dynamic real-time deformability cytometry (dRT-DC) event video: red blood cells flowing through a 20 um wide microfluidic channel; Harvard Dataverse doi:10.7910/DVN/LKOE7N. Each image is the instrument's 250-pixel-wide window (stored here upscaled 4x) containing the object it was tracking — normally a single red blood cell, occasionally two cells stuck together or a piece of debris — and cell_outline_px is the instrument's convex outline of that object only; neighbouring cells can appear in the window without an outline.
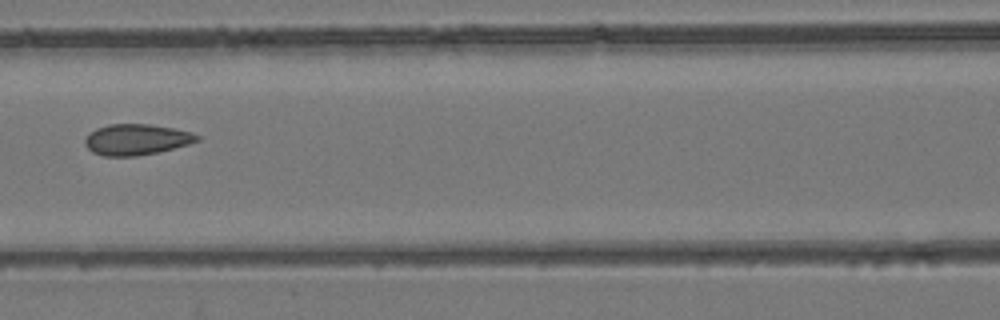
{"species": "common noctule bat (a hibernating species)", "species_latin": "Nyctalus noctula", "temperature_condition": "room temperature", "stored_images_in_passage": 4, "camera_frame_rate_fps": 3000, "um_per_image_px": 0.085, "animal": {"sex": "female", "body_mass_g": 24.6, "forearm_length_mm": 56.2}, "frame": {"image": 1, "passage_image": 3, "time_ms": 2.333, "image_size_px": [1000, 320], "cell_outline_px": [[200, 140], [188, 144], [160, 152], [136, 156], [104, 156], [92, 152], [84, 144], [84, 140], [88, 132], [96, 128], [108, 124], [148, 124], [172, 128], [192, 132], [200, 136]], "centroid_in_image_um": [11.57, 11.86], "position_along_channel_um": 155.0, "area_um2": 20.35}}
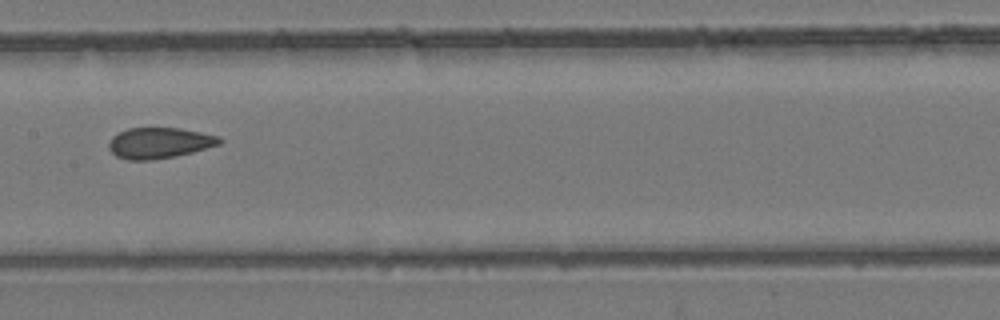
{"frame": {"image": 2, "passage_image": 4, "time_ms": 3.333, "image_size_px": [1000, 320], "cell_outline_px": [[224, 140], [220, 144], [192, 152], [176, 156], [152, 160], [128, 160], [116, 156], [108, 148], [108, 144], [112, 136], [128, 128], [180, 128], [200, 132], [216, 136]], "centroid_in_image_um": [13.52, 12.15], "position_along_channel_um": 193.9, "area_um2": 19.83}}